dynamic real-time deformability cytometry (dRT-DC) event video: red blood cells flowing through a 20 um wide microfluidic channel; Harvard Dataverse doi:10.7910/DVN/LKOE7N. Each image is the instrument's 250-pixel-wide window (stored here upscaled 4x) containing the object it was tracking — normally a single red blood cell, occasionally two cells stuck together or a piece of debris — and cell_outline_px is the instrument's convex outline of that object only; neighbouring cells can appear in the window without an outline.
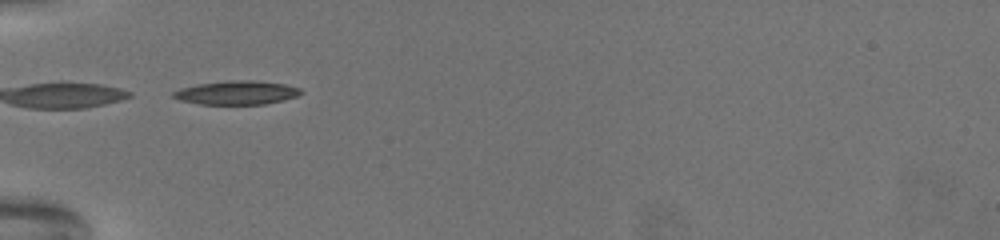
{"species": "common noctule bat (a hibernating species)", "species_latin": "Nyctalus noctula", "temperature_condition": "warm", "stored_images_in_passage": 46, "camera_frame_rate_fps": 3000, "um_per_image_px": 0.085, "animal": {"sex": "female", "body_mass_g": 19.5, "forearm_length_mm": 54.1}, "frame": {"image": 1, "passage_image": 1, "time_ms": 0.0, "image_size_px": [1000, 240], "cell_outline_px": [[304, 92], [296, 96], [284, 100], [264, 104], [200, 104], [180, 100], [172, 96], [172, 92], [180, 88], [196, 84], [228, 80], [252, 80], [284, 84], [300, 88]], "centroid_in_image_um": [20.11, 7.87], "position_along_channel_um": 64.9, "area_um2": 17.69}}
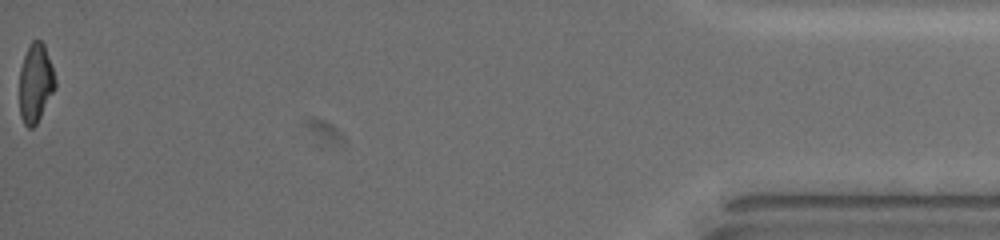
{"frame": {"image": 2, "passage_image": 46, "time_ms": 15.0, "image_size_px": [1000, 240], "cell_outline_px": [[56, 88], [36, 124], [32, 128], [28, 128], [24, 124], [20, 116], [20, 68], [24, 56], [32, 40], [40, 40], [44, 44], [56, 80]], "centroid_in_image_um": [3.02, 7.08], "position_along_channel_um": 432.2, "area_um2": 16.3}, "authors_computed_cell_mechanics": {"area_um2": 17.6579, "velocity_mm_per_s": 3.0585, "shape_relaxation_time_tau1_ms": 6.5048, "shape_relaxation_time_tau2_ms": 2.8861, "deformation_change_tau1": 0.2085, "deformation_change_tau2": 0.0879}}